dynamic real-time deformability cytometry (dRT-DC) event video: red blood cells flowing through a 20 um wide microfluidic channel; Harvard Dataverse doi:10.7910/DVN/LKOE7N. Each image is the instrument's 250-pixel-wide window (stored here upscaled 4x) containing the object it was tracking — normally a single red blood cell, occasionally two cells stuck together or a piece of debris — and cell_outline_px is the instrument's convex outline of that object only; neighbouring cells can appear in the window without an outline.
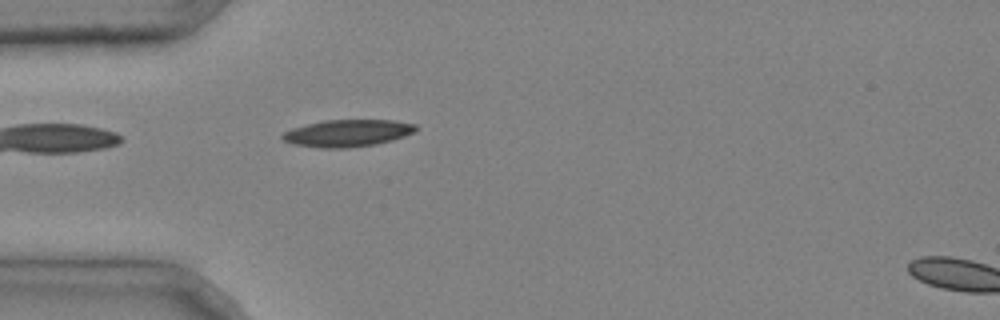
{"species": "common noctule bat (a hibernating species)", "species_latin": "Nyctalus noctula", "temperature_condition": "cold", "stored_images_in_passage": 4, "segment_of_instrument_passage": [1, 2], "camera_frame_rate_fps": 3000, "um_per_image_px": 0.085, "animal": {"sex": "male", "body_mass_g": 20.4}, "frame": {"image": 1, "passage_image": 3, "time_ms": 0.667, "image_size_px": [1000, 320], "cell_outline_px": [[416, 132], [392, 140], [376, 144], [344, 148], [320, 148], [292, 144], [284, 140], [280, 136], [284, 132], [292, 128], [324, 120], [392, 120], [416, 124]], "centroid_in_image_um": [29.53, 11.32], "position_along_channel_um": 55.5, "area_um2": 20.98}}